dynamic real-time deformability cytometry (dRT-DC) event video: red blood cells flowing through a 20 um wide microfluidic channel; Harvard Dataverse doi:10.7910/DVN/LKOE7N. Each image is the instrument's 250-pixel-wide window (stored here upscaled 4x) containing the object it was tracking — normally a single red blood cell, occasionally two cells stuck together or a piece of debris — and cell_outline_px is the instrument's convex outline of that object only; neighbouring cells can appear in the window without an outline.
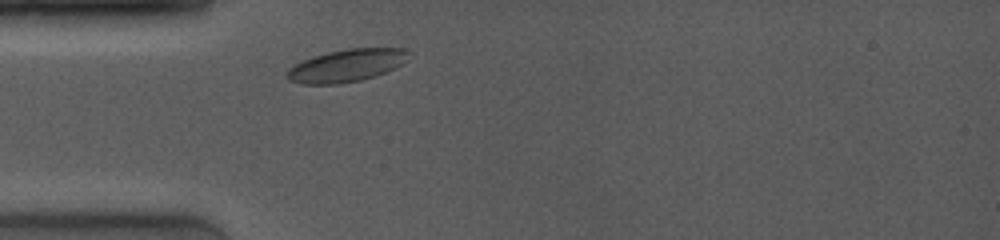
{"species": "common noctule bat (a hibernating species)", "species_latin": "Nyctalus noctula", "temperature_condition": "room temperature", "stored_images_in_passage": 1, "camera_frame_rate_fps": 4000, "um_per_image_px": 0.085, "animal": {"sex": "female", "body_mass_g": 19.0, "forearm_length_mm": 53.3}, "frame": {"image": 1, "passage_image": 1, "time_ms": 0.0, "image_size_px": [1000, 240], "cell_outline_px": [[412, 52], [408, 60], [396, 68], [376, 76], [360, 80], [340, 84], [300, 84], [288, 80], [284, 76], [288, 68], [304, 60], [328, 52], [348, 48], [408, 48]], "centroid_in_image_um": [29.51, 5.57], "position_along_channel_um": 55.5, "area_um2": 23.41}}